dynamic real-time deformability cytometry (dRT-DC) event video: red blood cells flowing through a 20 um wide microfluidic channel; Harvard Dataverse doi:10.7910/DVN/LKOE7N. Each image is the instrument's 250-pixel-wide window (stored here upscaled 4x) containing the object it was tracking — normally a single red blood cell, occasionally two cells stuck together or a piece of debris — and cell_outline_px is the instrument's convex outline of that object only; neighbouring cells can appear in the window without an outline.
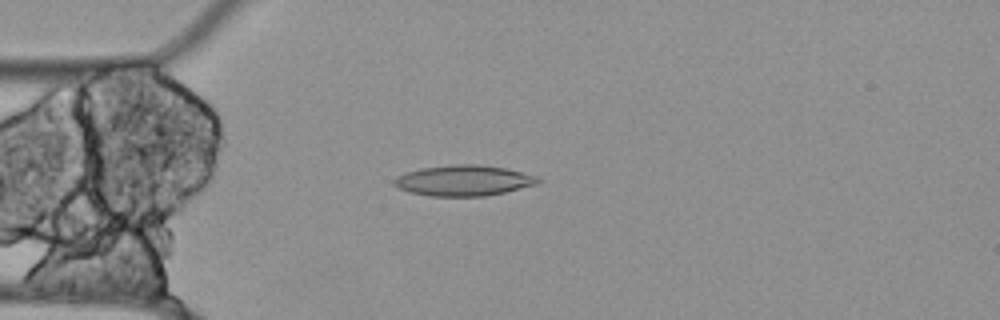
{"species": "Egyptian fruit bat (a non-hibernating species)", "species_latin": "Rousettus aegyptiacus", "temperature_condition": "cold", "stored_images_in_passage": 55, "camera_frame_rate_fps": 3000, "um_per_image_px": 0.085, "animal": {"sex": "female"}, "frame": {"image": 1, "passage_image": 14, "time_ms": 4.333, "image_size_px": [1000, 320], "cell_outline_px": [[544, 180], [536, 184], [504, 192], [484, 196], [428, 196], [408, 192], [392, 184], [392, 180], [396, 176], [420, 168], [452, 164], [480, 164], [504, 168], [540, 176]], "centroid_in_image_um": [39.41, 15.34], "position_along_channel_um": 45.6, "area_um2": 25.89}}
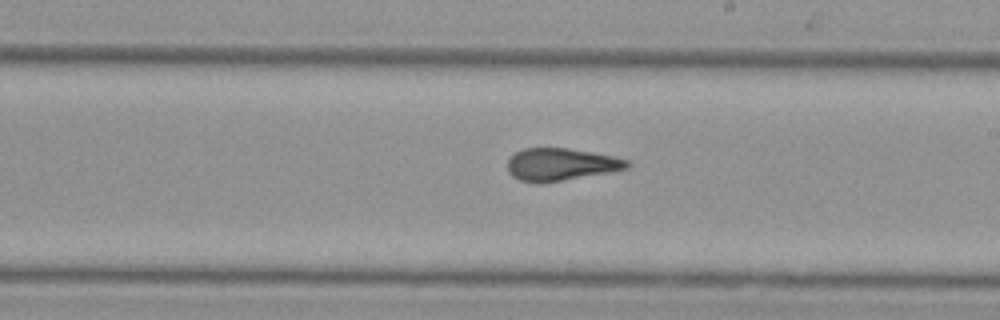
{"frame": {"image": 2, "passage_image": 31, "time_ms": 10.0, "image_size_px": [1000, 320], "cell_outline_px": [[632, 164], [628, 168], [608, 172], [564, 180], [520, 180], [512, 176], [508, 172], [508, 160], [516, 152], [524, 148], [568, 148], [592, 152], [612, 156], [628, 160]], "centroid_in_image_um": [47.71, 13.94], "position_along_channel_um": 241.3, "area_um2": 21.91}}
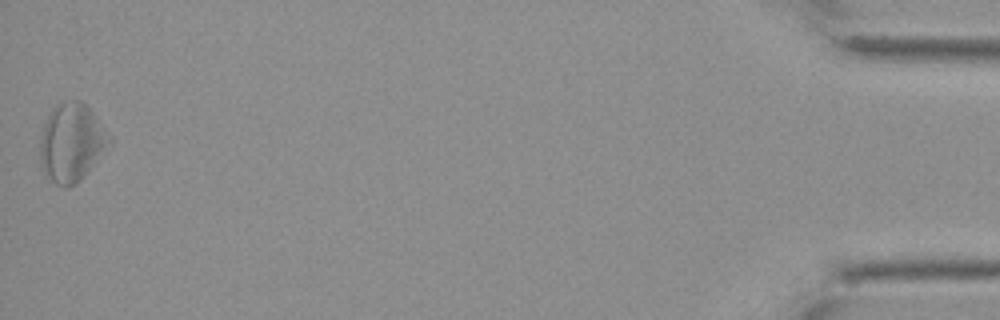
{"frame": {"image": 3, "passage_image": 55, "time_ms": 18.0, "image_size_px": [1000, 320], "cell_outline_px": [[112, 144], [76, 184], [68, 188], [64, 188], [56, 184], [44, 172], [40, 160], [40, 136], [44, 124], [52, 108], [56, 104], [68, 100], [80, 100], [96, 116], [112, 140]], "centroid_in_image_um": [6.08, 12.12], "position_along_channel_um": 429.1, "area_um2": 31.5}, "authors_computed_cell_mechanics": {"area_um2": 24.565, "velocity_mm_per_s": 3.5151, "shape_relaxation_time_tau1_ms": null, "shape_relaxation_time_tau2_ms": 7.0215, "deformation_change_tau1": null, "deformation_change_tau2": 0.1217}}